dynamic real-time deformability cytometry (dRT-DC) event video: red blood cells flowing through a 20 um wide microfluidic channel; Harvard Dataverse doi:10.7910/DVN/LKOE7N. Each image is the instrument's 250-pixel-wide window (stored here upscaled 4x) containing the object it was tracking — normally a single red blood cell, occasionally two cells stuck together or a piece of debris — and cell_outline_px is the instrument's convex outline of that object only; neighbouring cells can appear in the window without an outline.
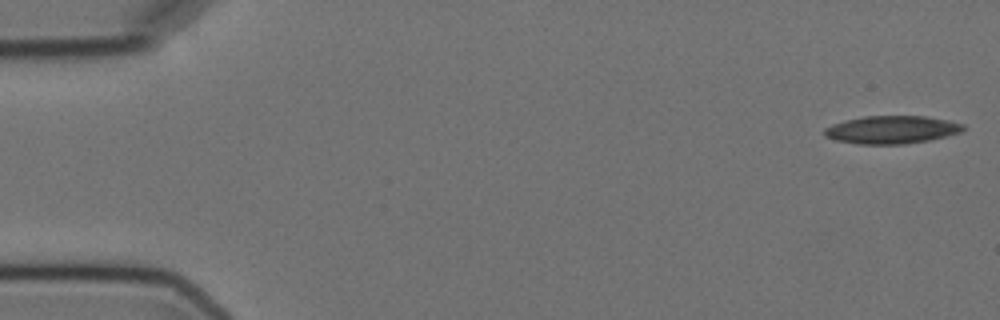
{"species": "Egyptian fruit bat (a non-hibernating species)", "species_latin": "Rousettus aegyptiacus", "temperature_condition": "cold", "stored_images_in_passage": 5, "camera_frame_rate_fps": 3000, "um_per_image_px": 0.085, "animal": {"sex": "female"}, "frame": {"image": 1, "passage_image": 1, "time_ms": 0.0, "image_size_px": [1000, 320], "cell_outline_px": [[964, 128], [960, 132], [928, 140], [904, 144], [856, 144], [836, 140], [824, 136], [824, 128], [832, 124], [864, 116], [924, 116], [948, 120], [964, 124]], "centroid_in_image_um": [75.76, 11.02], "position_along_channel_um": 9.2, "area_um2": 22.37}}